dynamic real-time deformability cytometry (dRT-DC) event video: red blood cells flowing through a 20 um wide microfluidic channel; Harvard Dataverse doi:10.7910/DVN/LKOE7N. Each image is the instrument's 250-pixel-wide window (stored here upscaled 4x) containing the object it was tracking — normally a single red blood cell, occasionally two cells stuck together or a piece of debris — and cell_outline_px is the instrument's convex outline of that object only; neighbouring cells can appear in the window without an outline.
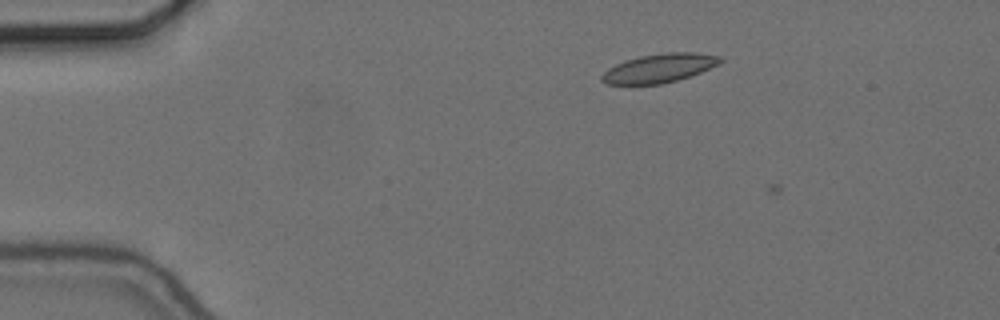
{"species": "common noctule bat (a hibernating species)", "species_latin": "Nyctalus noctula", "temperature_condition": "cold", "stored_images_in_passage": 3, "camera_frame_rate_fps": 3000, "um_per_image_px": 0.085, "animal": {"sex": "female", "body_mass_g": 24.6, "forearm_length_mm": 56.2}, "frame": {"image": 1, "passage_image": 2, "time_ms": 0.333, "image_size_px": [1000, 320], "cell_outline_px": [[724, 60], [700, 72], [676, 80], [660, 84], [608, 84], [600, 80], [600, 76], [608, 68], [624, 60], [640, 56], [668, 52], [692, 52], [720, 56]], "centroid_in_image_um": [55.99, 5.79], "position_along_channel_um": 29.0, "area_um2": 19.59}}